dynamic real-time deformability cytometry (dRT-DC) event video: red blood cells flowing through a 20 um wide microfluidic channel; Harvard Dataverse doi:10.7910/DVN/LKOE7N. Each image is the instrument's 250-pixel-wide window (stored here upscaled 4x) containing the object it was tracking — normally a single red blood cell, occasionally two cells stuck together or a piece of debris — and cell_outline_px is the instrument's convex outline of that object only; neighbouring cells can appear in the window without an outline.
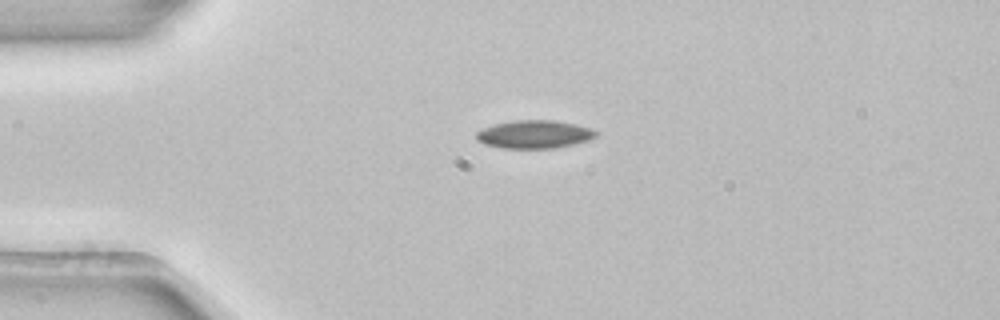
{"species": "common noctule bat (a hibernating species)", "species_latin": "Nyctalus noctula", "temperature_condition": "room temperature", "stored_images_in_passage": 4, "camera_frame_rate_fps": 3000, "um_per_image_px": 0.085, "animal": {"sex": "female", "body_mass_g": 22.7, "forearm_length_mm": 54.2}, "frame": {"image": 1, "passage_image": 2, "time_ms": 0.333, "image_size_px": [1000, 320], "cell_outline_px": [[600, 132], [596, 136], [588, 140], [556, 148], [500, 148], [484, 144], [476, 140], [476, 132], [484, 128], [496, 124], [516, 120], [552, 120], [576, 124], [592, 128]], "centroid_in_image_um": [45.44, 11.42], "position_along_channel_um": 39.6, "area_um2": 19.59}}